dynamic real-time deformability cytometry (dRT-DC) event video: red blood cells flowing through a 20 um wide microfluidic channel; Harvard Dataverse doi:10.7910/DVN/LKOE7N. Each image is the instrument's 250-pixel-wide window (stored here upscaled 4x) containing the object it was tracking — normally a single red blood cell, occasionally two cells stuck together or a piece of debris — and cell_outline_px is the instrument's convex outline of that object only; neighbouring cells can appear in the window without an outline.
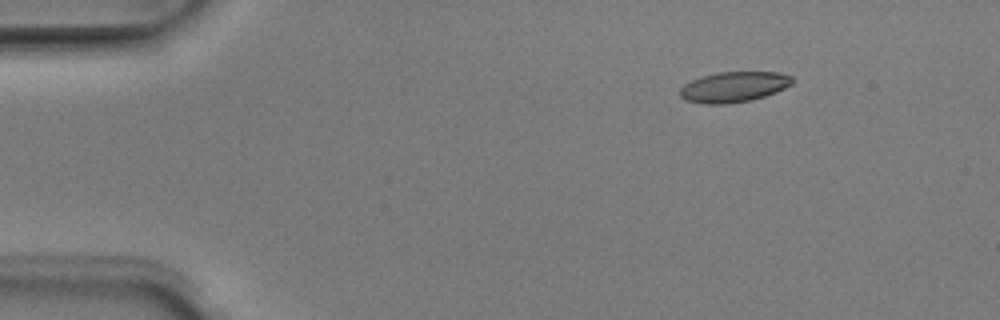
{"species": "Egyptian fruit bat (a non-hibernating species)", "species_latin": "Rousettus aegyptiacus", "temperature_condition": "room temperature", "stored_images_in_passage": 6, "camera_frame_rate_fps": 3000, "um_per_image_px": 0.085, "animal": {"sex": "male"}, "frame": {"image": 1, "passage_image": 1, "time_ms": 0.0, "image_size_px": [1000, 320], "cell_outline_px": [[796, 80], [792, 84], [776, 92], [752, 100], [728, 104], [704, 104], [684, 100], [680, 96], [680, 88], [684, 84], [692, 80], [716, 72], [780, 72], [792, 76]], "centroid_in_image_um": [62.39, 7.39], "position_along_channel_um": 22.6, "area_um2": 20.11}}
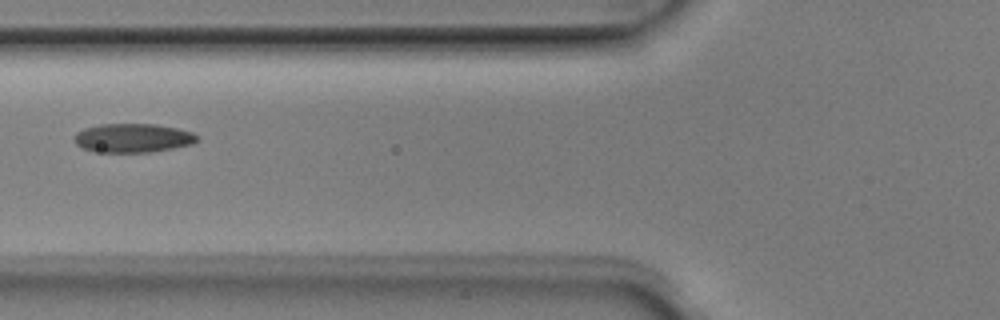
{"frame": {"image": 2, "passage_image": 4, "time_ms": 1.0, "image_size_px": [1000, 320], "cell_outline_px": [[196, 140], [192, 144], [152, 152], [92, 152], [80, 148], [76, 144], [76, 132], [84, 128], [100, 124], [156, 124], [176, 128], [192, 132], [196, 136]], "centroid_in_image_um": [11.24, 11.73], "position_along_channel_um": 114.6, "area_um2": 20.63}}
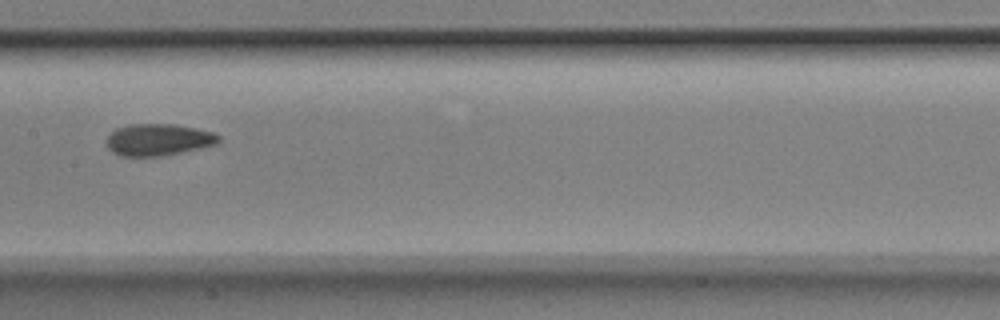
{"frame": {"image": 3, "passage_image": 6, "time_ms": 1.667, "image_size_px": [1000, 320], "cell_outline_px": [[220, 140], [216, 144], [200, 148], [160, 156], [120, 156], [112, 152], [104, 144], [108, 136], [116, 128], [128, 124], [172, 124], [196, 128], [212, 132], [220, 136]], "centroid_in_image_um": [13.41, 11.87], "position_along_channel_um": 194.0, "area_um2": 20.81}}